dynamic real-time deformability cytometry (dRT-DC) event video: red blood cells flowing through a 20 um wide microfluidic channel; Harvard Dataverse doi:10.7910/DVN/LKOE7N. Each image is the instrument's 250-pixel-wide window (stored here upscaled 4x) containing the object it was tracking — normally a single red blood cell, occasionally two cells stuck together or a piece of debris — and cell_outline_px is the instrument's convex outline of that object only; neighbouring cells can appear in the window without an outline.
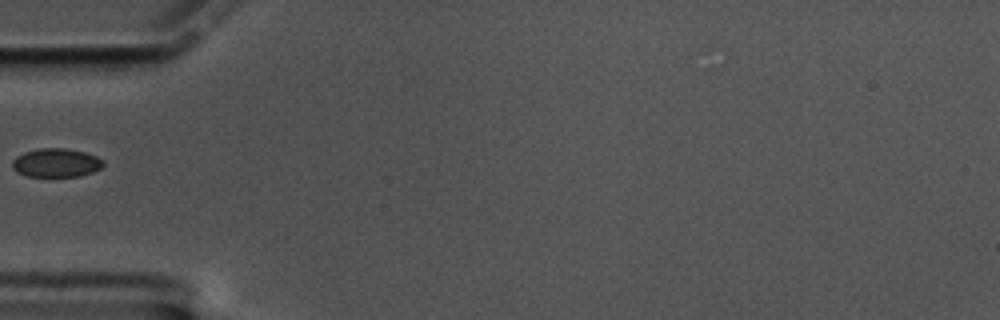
{"species": "common noctule bat (a hibernating species)", "species_latin": "Nyctalus noctula", "temperature_condition": "cold", "stored_images_in_passage": 40, "camera_frame_rate_fps": 3000, "um_per_image_px": 0.085, "animal": {"sex": "male", "body_mass_g": 17.5, "forearm_length_mm": 52.3}, "frame": {"image": 1, "passage_image": 1, "time_ms": 0.0, "image_size_px": [1000, 320], "cell_outline_px": [[104, 164], [100, 168], [92, 172], [80, 176], [28, 176], [16, 172], [12, 168], [12, 160], [16, 156], [24, 152], [40, 148], [64, 148], [84, 152], [96, 156], [104, 160]], "centroid_in_image_um": [4.75, 13.83], "position_along_channel_um": 80.2, "area_um2": 15.2}}
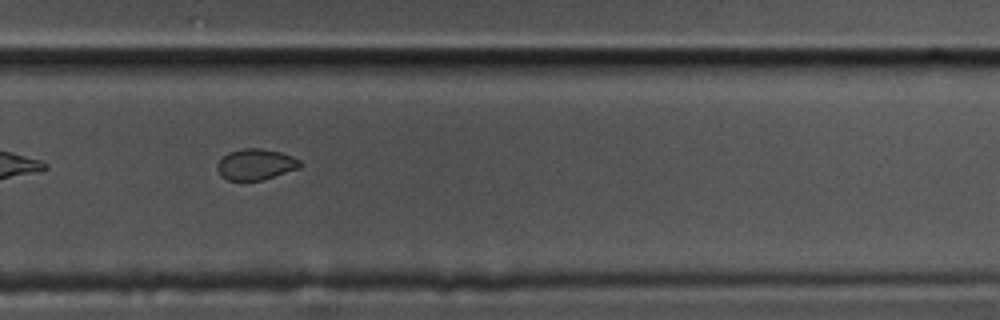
{"frame": {"image": 2, "passage_image": 21, "time_ms": 6.667, "image_size_px": [1000, 320], "cell_outline_px": [[300, 168], [264, 180], [228, 180], [220, 176], [216, 168], [216, 164], [228, 152], [244, 148], [260, 148], [280, 152], [292, 156], [300, 160]], "centroid_in_image_um": [21.72, 13.98], "position_along_channel_um": 308.1, "area_um2": 15.03}}
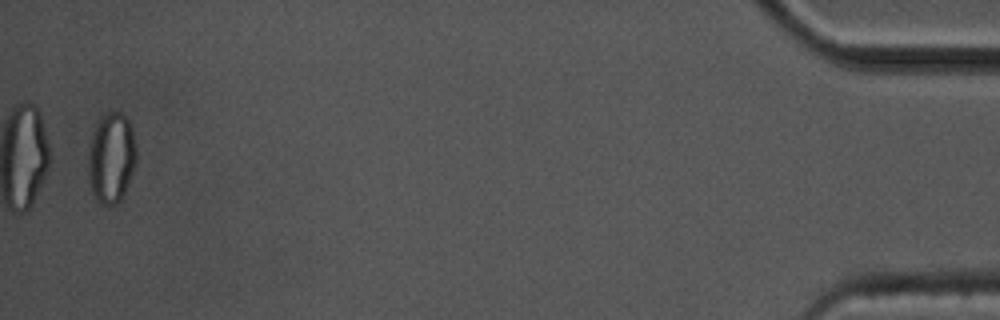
{"frame": {"image": 3, "passage_image": 39, "time_ms": 12.667, "image_size_px": [1000, 320], "cell_outline_px": [[136, 160], [132, 172], [124, 192], [120, 200], [116, 204], [104, 204], [96, 200], [92, 192], [88, 176], [88, 152], [92, 132], [100, 116], [108, 112], [120, 112], [128, 120], [132, 128], [136, 148]], "centroid_in_image_um": [9.44, 13.38], "position_along_channel_um": 425.8, "area_um2": 25.32}}